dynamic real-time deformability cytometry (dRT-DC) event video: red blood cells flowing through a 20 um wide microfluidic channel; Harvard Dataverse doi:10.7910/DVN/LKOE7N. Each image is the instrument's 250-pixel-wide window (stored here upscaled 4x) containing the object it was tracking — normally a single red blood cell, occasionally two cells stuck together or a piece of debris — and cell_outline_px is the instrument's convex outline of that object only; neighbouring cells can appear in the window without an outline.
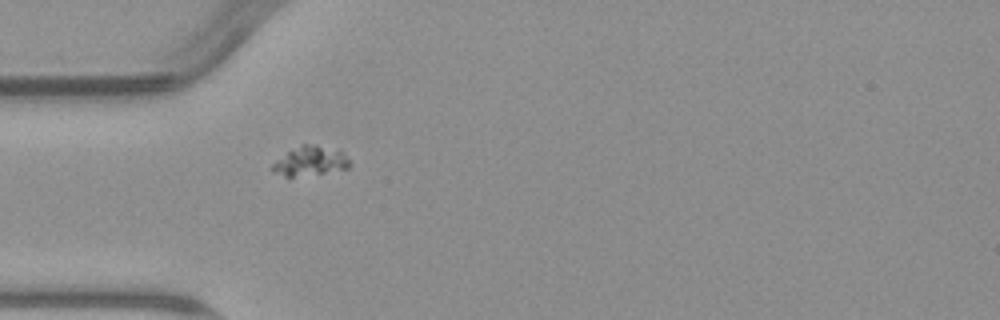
{"species": "common noctule bat (a hibernating species)", "species_latin": "Nyctalus noctula", "temperature_condition": "warm", "stored_images_in_passage": 2, "camera_frame_rate_fps": 3000, "um_per_image_px": 0.085, "animal": {"sex": "male", "body_mass_g": 23.1, "forearm_length_mm": 52.7}, "frame": {"image": 1, "passage_image": 2, "time_ms": 1.333, "image_size_px": [1000, 320], "cell_outline_px": [[352, 164], [348, 168], [324, 172], [292, 176], [284, 176], [272, 168], [272, 164], [288, 152], [300, 144], [316, 144], [344, 152]], "centroid_in_image_um": [26.43, 13.65], "position_along_channel_um": 58.6, "area_um2": 12.77}}